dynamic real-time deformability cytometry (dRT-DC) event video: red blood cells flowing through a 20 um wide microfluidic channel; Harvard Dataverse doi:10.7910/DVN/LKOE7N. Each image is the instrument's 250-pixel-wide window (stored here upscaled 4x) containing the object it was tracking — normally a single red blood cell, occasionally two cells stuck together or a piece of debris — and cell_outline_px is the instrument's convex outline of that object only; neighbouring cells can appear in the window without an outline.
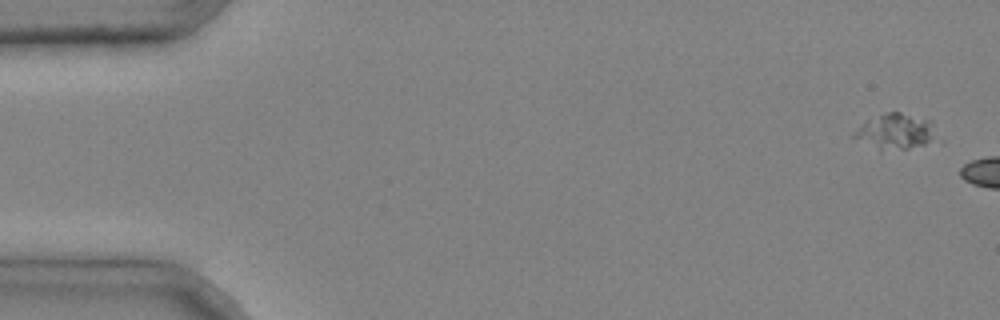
{"species": "common noctule bat (a hibernating species)", "species_latin": "Nyctalus noctula", "temperature_condition": "cold", "stored_images_in_passage": 3, "camera_frame_rate_fps": 3000, "um_per_image_px": 0.085, "animal": {"sex": "male", "body_mass_g": 20.4}, "frame": {"image": 1, "passage_image": 1, "time_ms": 0.0, "image_size_px": [1000, 320], "cell_outline_px": [[932, 120], [928, 140], [924, 144], [908, 148], [880, 152], [852, 136], [864, 124], [888, 112], [900, 112]], "centroid_in_image_um": [76.05, 11.2], "position_along_channel_um": 8.9, "area_um2": 15.95}}